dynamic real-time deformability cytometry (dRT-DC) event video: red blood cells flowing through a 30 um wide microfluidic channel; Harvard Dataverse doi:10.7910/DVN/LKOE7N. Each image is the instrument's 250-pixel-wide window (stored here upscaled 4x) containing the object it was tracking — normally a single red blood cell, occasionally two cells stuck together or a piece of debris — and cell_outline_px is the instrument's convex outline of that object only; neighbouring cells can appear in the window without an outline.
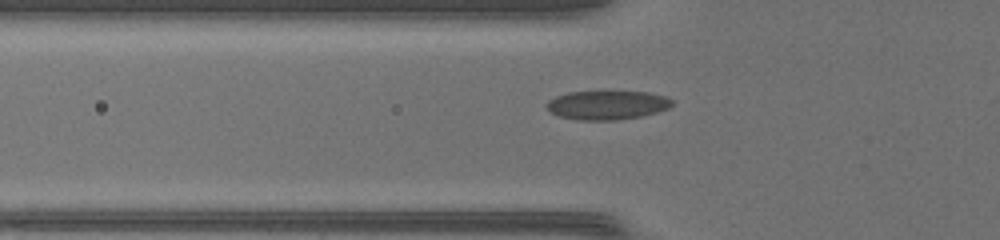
{"species": "common noctule bat (a hibernating species)", "species_latin": "Nyctalus noctula", "temperature_condition": "warm", "stored_images_in_passage": 45, "camera_frame_rate_fps": 3000, "um_per_image_px": 0.085, "animal": {"sex": "female", "body_mass_g": 17.0, "forearm_length_mm": 48.0}, "frame": {"image": 1, "passage_image": 18, "time_ms": 5.667, "image_size_px": [1000, 240], "cell_outline_px": [[672, 104], [668, 108], [656, 112], [640, 116], [616, 120], [580, 120], [560, 116], [552, 112], [544, 104], [548, 100], [556, 96], [568, 92], [648, 92], [664, 96], [672, 100]], "centroid_in_image_um": [51.58, 8.93], "position_along_channel_um": 74.2, "area_um2": 20.87}}
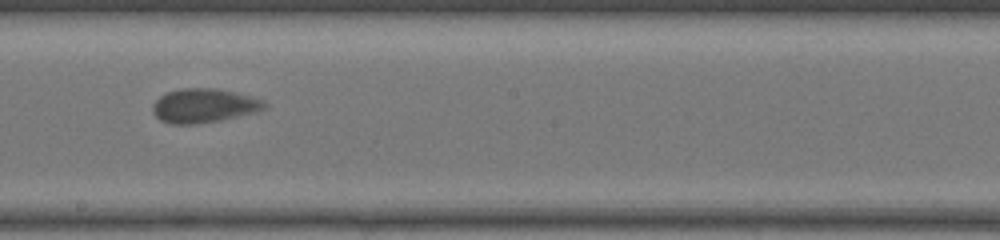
{"frame": {"image": 2, "passage_image": 29, "time_ms": 9.333, "image_size_px": [1000, 240], "cell_outline_px": [[268, 104], [264, 108], [252, 112], [220, 120], [196, 124], [172, 124], [160, 120], [152, 112], [152, 104], [160, 96], [168, 92], [180, 88], [216, 88], [252, 96], [264, 100]], "centroid_in_image_um": [17.3, 8.97], "position_along_channel_um": 230.9, "area_um2": 22.08}}
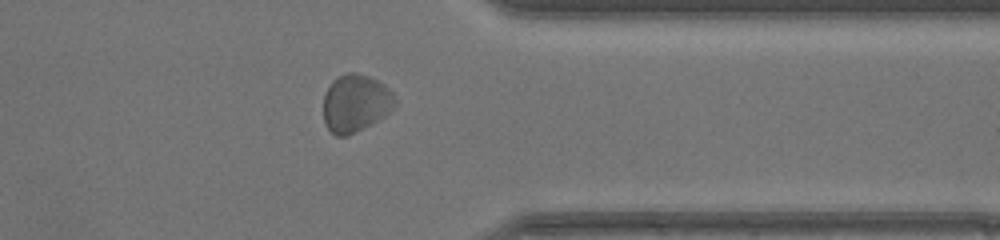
{"frame": {"image": 3, "passage_image": 40, "time_ms": 13.0, "image_size_px": [1000, 240], "cell_outline_px": [[396, 104], [384, 116], [344, 136], [336, 136], [324, 124], [324, 96], [332, 80], [348, 72], [356, 72], [368, 76], [384, 84], [392, 92], [396, 100]], "centroid_in_image_um": [30.21, 8.74], "position_along_channel_um": 381.2, "area_um2": 23.52}, "authors_computed_cell_mechanics": {"area_um2": 22.4842, "velocity_mm_per_s": 4.2568, "shape_relaxation_time_tau1_ms": 2.9332, "shape_relaxation_time_tau2_ms": null, "deformation_change_tau1": 0.1109, "deformation_change_tau2": null}}